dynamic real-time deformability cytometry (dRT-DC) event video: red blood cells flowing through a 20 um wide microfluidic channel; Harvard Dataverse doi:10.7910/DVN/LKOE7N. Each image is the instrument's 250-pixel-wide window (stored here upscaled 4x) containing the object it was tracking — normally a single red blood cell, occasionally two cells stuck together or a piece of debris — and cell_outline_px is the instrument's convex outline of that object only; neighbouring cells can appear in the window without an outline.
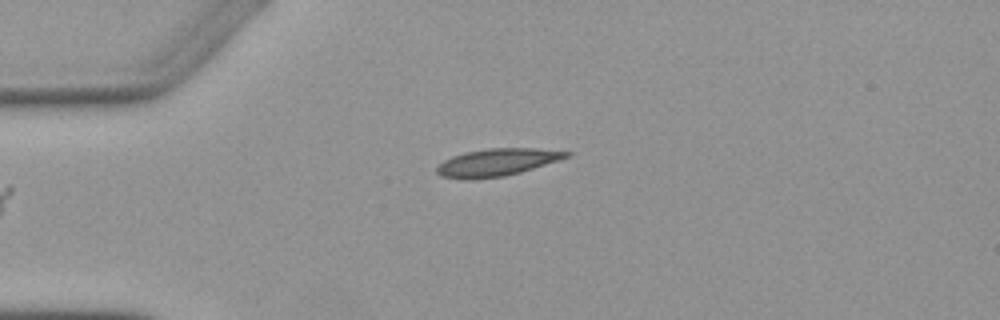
{"species": "Egyptian fruit bat (a non-hibernating species)", "species_latin": "Rousettus aegyptiacus", "temperature_condition": "warm", "stored_images_in_passage": 4, "segment_of_instrument_passage": [2, 2], "camera_frame_rate_fps": 3000, "um_per_image_px": 0.085, "animal": {"sex": "female"}, "frame": {"image": 1, "passage_image": 4, "time_ms": 3.333, "image_size_px": [1000, 320], "cell_outline_px": [[572, 156], [560, 160], [520, 172], [504, 176], [464, 180], [440, 176], [436, 172], [436, 168], [444, 160], [452, 156], [464, 152], [488, 148], [536, 148], [572, 152]], "centroid_in_image_um": [42.25, 13.79], "position_along_channel_um": 42.8, "area_um2": 20.81}}